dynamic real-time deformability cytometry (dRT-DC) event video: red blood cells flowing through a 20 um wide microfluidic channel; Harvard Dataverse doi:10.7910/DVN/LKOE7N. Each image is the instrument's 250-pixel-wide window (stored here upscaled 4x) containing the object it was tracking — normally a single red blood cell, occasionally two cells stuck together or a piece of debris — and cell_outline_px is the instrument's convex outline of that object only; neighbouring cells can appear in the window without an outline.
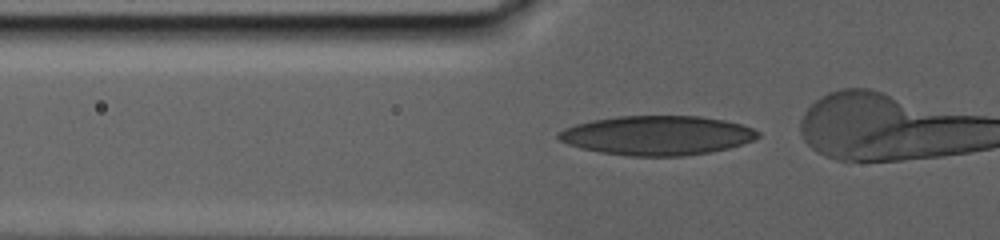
{"species": "human", "species_latin": "Homo sapiens", "temperature_condition": "warm", "stored_images_in_passage": 60, "camera_frame_rate_fps": 3000, "um_per_image_px": 0.085, "donor": {"sex": "male"}, "frame": {"image": 1, "passage_image": 2, "time_ms": 0.333, "image_size_px": [1000, 240], "cell_outline_px": [[760, 136], [756, 140], [728, 148], [712, 152], [684, 156], [632, 156], [600, 152], [580, 148], [568, 144], [560, 140], [556, 136], [556, 132], [564, 128], [576, 124], [592, 120], [616, 116], [700, 116], [724, 120], [740, 124], [752, 128], [760, 132]], "centroid_in_image_um": [55.86, 11.51], "position_along_channel_um": 69.9, "area_um2": 45.95}}
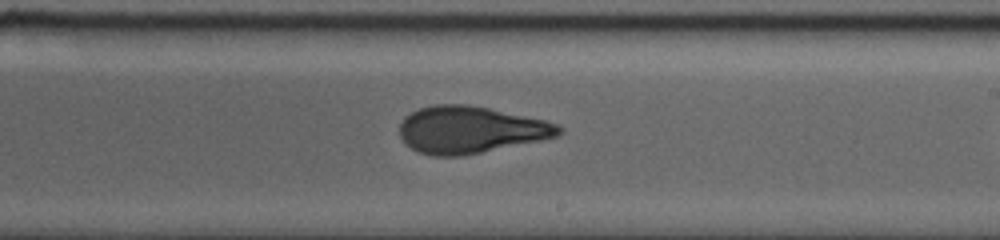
{"frame": {"image": 2, "passage_image": 35, "time_ms": 8.667, "image_size_px": [1000, 240], "cell_outline_px": [[564, 132], [556, 136], [540, 140], [464, 156], [432, 156], [420, 152], [404, 144], [400, 136], [400, 124], [404, 116], [420, 108], [436, 104], [468, 104], [488, 108], [544, 120], [560, 124], [564, 128]], "centroid_in_image_um": [39.98, 11.03], "position_along_channel_um": 249.0, "area_um2": 43.64}}
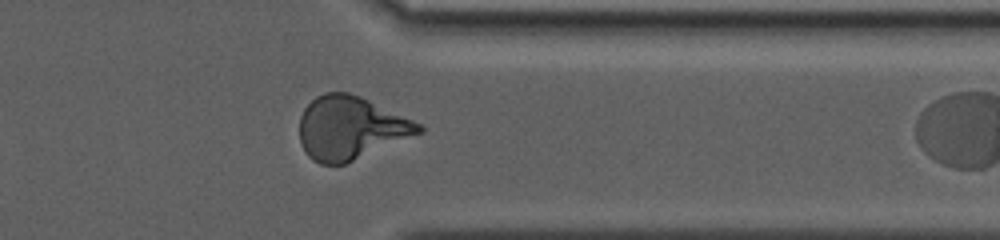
{"frame": {"image": 3, "passage_image": 59, "time_ms": 14.667, "image_size_px": [1000, 240], "cell_outline_px": [[424, 132], [344, 164], [320, 164], [312, 160], [308, 156], [300, 144], [300, 116], [304, 108], [316, 96], [324, 92], [348, 92], [360, 96], [412, 120], [420, 124], [424, 128]], "centroid_in_image_um": [29.77, 10.88], "position_along_channel_um": 381.6, "area_um2": 43.7}}